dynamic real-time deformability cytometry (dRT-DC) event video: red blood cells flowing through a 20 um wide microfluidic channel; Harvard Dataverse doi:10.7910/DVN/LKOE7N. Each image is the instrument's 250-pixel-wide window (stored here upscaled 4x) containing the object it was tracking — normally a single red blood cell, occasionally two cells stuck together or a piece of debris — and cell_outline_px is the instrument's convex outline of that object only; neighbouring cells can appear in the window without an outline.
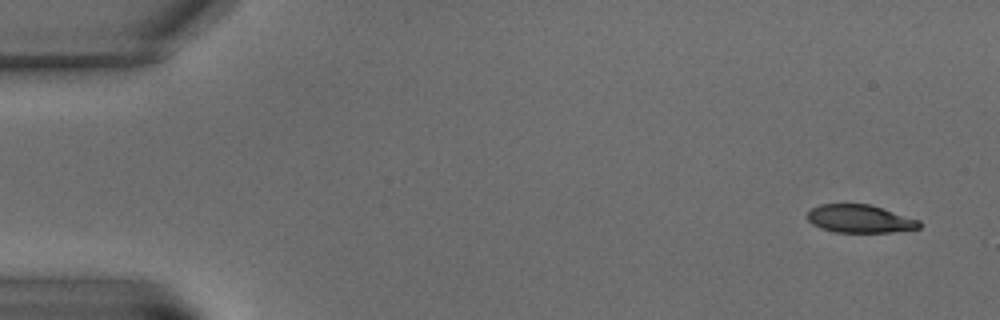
{"species": "common noctule bat (a hibernating species)", "species_latin": "Nyctalus noctula", "temperature_condition": "warm", "stored_images_in_passage": 9, "camera_frame_rate_fps": 3000, "um_per_image_px": 0.085, "animal": {"sex": "male", "body_mass_g": 15.6}, "frame": {"image": 1, "passage_image": 1, "time_ms": 0.0, "image_size_px": [1000, 320], "cell_outline_px": [[920, 228], [892, 232], [836, 232], [820, 228], [812, 224], [808, 220], [808, 212], [812, 208], [820, 204], [868, 204], [920, 220]], "centroid_in_image_um": [73.07, 18.6], "position_along_channel_um": 11.9, "area_um2": 18.09}}
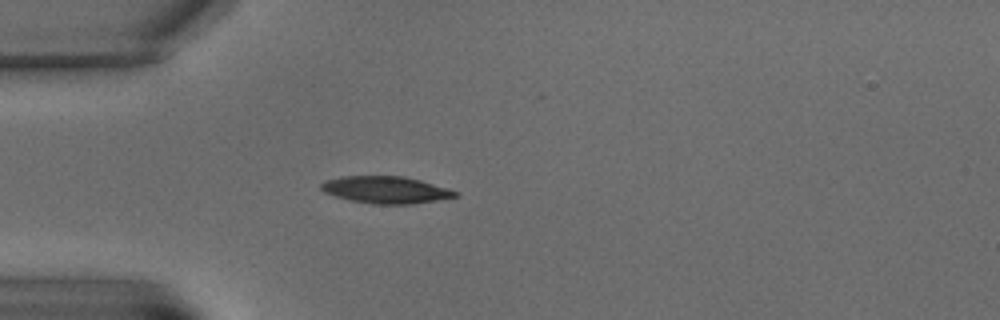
{"frame": {"image": 2, "passage_image": 6, "time_ms": 5.667, "image_size_px": [1000, 320], "cell_outline_px": [[460, 196], [412, 204], [372, 204], [352, 200], [336, 196], [324, 192], [320, 188], [320, 184], [328, 180], [344, 176], [404, 176], [420, 180], [448, 188], [460, 192]], "centroid_in_image_um": [32.84, 16.13], "position_along_channel_um": 52.2, "area_um2": 21.04}}
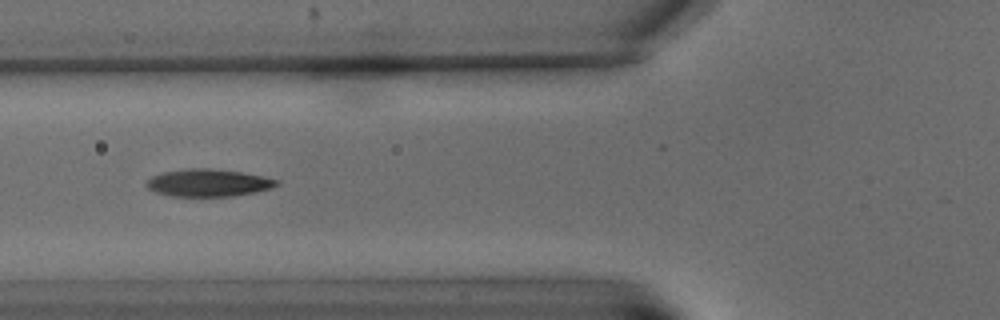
{"frame": {"image": 3, "passage_image": 8, "time_ms": 8.0, "image_size_px": [1000, 320], "cell_outline_px": [[280, 184], [272, 188], [256, 192], [232, 196], [172, 196], [156, 192], [148, 188], [144, 184], [152, 176], [164, 172], [188, 168], [208, 168], [240, 172], [264, 176], [280, 180]], "centroid_in_image_um": [17.74, 15.54], "position_along_channel_um": 108.1, "area_um2": 20.81}}